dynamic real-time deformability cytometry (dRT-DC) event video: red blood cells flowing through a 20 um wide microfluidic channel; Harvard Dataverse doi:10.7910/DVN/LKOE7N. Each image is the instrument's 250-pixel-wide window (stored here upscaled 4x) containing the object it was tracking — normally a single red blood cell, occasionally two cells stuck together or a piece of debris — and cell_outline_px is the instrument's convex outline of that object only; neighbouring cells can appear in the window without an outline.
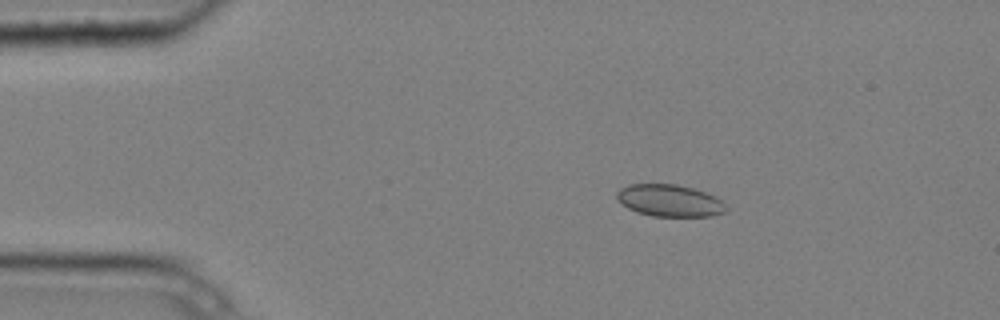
{"species": "common noctule bat (a hibernating species)", "species_latin": "Nyctalus noctula", "temperature_condition": "cold", "stored_images_in_passage": 6, "camera_frame_rate_fps": 3000, "um_per_image_px": 0.085, "animal": {"sex": "male", "body_mass_g": 20.4}, "frame": {"image": 1, "passage_image": 3, "time_ms": 0.667, "image_size_px": [1000, 320], "cell_outline_px": [[728, 212], [712, 216], [652, 216], [636, 212], [628, 208], [616, 196], [616, 192], [620, 188], [628, 184], [676, 184], [692, 188], [716, 196], [724, 200], [728, 208]], "centroid_in_image_um": [56.98, 17.05], "position_along_channel_um": 28.0, "area_um2": 20.58}}
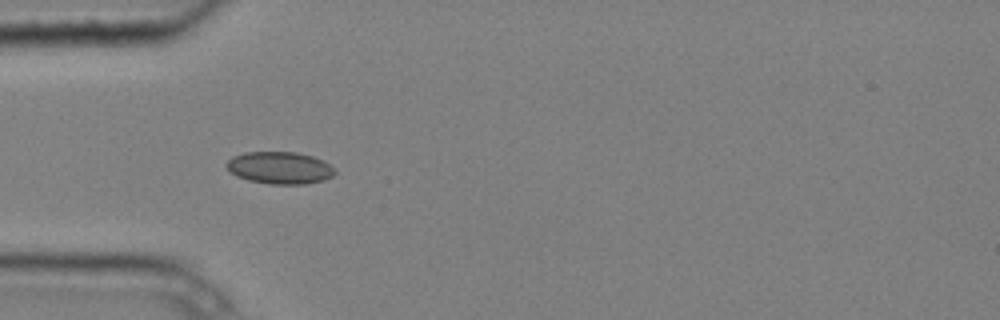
{"frame": {"image": 2, "passage_image": 5, "time_ms": 1.333, "image_size_px": [1000, 320], "cell_outline_px": [[336, 172], [332, 176], [324, 180], [304, 184], [268, 184], [248, 180], [236, 176], [224, 164], [232, 156], [244, 152], [296, 152], [312, 156], [324, 160]], "centroid_in_image_um": [23.76, 14.26], "position_along_channel_um": 61.2, "area_um2": 20.35}}
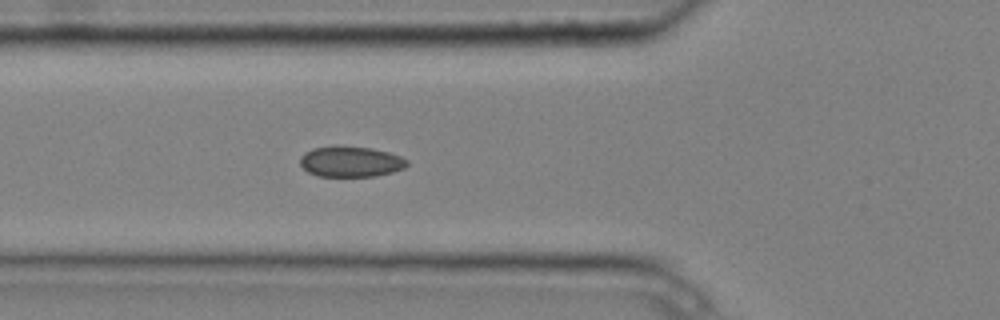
{"frame": {"image": 3, "passage_image": 6, "time_ms": 1.667, "image_size_px": [1000, 320], "cell_outline_px": [[408, 164], [404, 168], [392, 172], [376, 176], [320, 176], [308, 172], [300, 164], [300, 156], [304, 152], [312, 148], [332, 144], [340, 144], [372, 148], [388, 152], [400, 156], [408, 160]], "centroid_in_image_um": [29.78, 13.7], "position_along_channel_um": 96.0, "area_um2": 19.54}}